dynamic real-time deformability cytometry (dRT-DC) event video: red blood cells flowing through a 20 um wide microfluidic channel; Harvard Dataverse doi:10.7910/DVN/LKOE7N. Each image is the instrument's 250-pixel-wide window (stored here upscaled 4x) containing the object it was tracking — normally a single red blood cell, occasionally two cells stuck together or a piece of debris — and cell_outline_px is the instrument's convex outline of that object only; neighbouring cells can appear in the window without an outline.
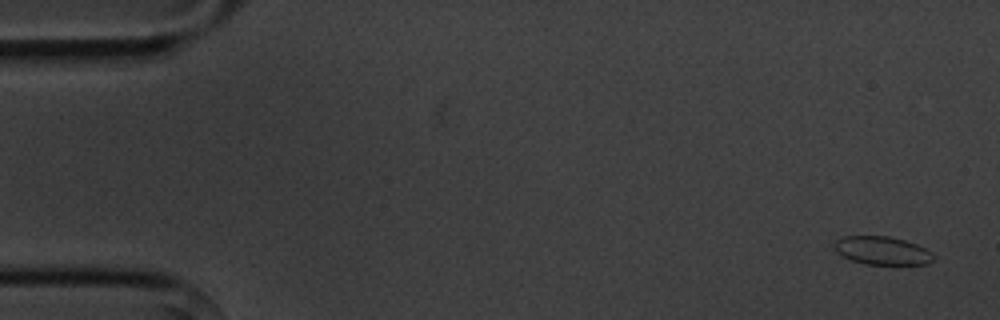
{"species": "common noctule bat (a hibernating species)", "species_latin": "Nyctalus noctula", "temperature_condition": "cold", "stored_images_in_passage": 8, "camera_frame_rate_fps": 3000, "um_per_image_px": 0.085, "animal": {"sex": "male", "body_mass_g": 20.1, "forearm_length_mm": 53.5}, "frame": {"image": 1, "passage_image": 1, "time_ms": 0.0, "image_size_px": [1000, 320], "cell_outline_px": [[936, 256], [932, 260], [924, 264], [864, 264], [852, 260], [836, 252], [832, 244], [836, 240], [844, 236], [888, 236], [904, 240], [916, 244], [932, 252]], "centroid_in_image_um": [74.96, 21.29], "position_along_channel_um": 10.0, "area_um2": 16.24}}
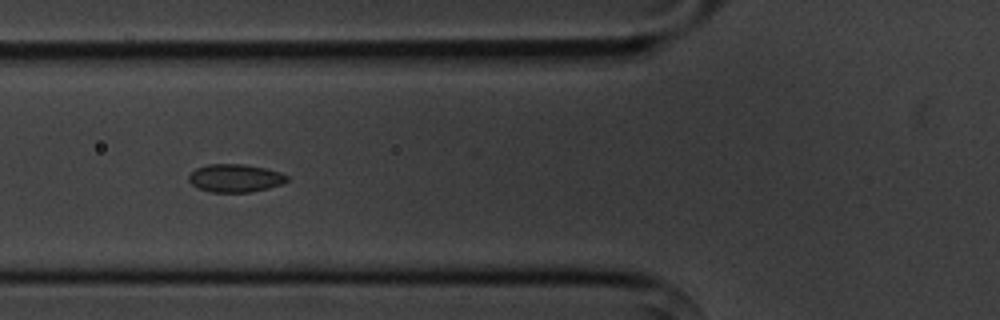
{"frame": {"image": 2, "passage_image": 6, "time_ms": 6.0, "image_size_px": [1000, 320], "cell_outline_px": [[288, 180], [280, 184], [268, 188], [248, 192], [212, 192], [200, 188], [192, 184], [188, 180], [188, 176], [196, 168], [208, 164], [244, 164], [264, 168], [280, 172], [288, 176]], "centroid_in_image_um": [19.98, 15.13], "position_along_channel_um": 105.8, "area_um2": 15.84}}
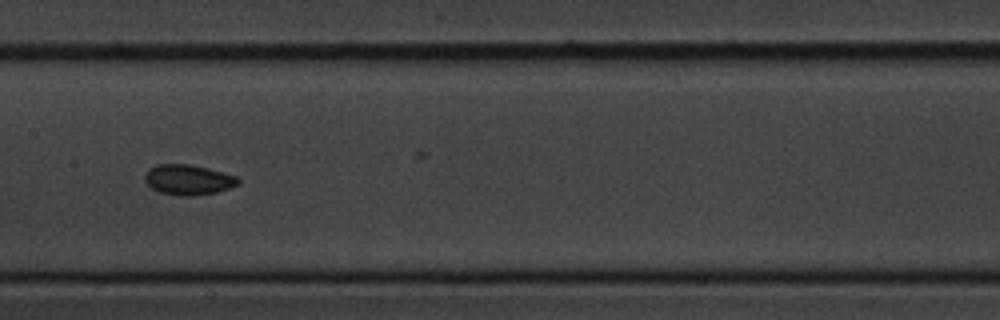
{"frame": {"image": 3, "passage_image": 8, "time_ms": 8.333, "image_size_px": [1000, 320], "cell_outline_px": [[240, 184], [216, 192], [192, 196], [184, 196], [160, 192], [152, 188], [144, 180], [144, 176], [148, 168], [156, 164], [192, 164], [208, 168], [236, 176], [240, 180]], "centroid_in_image_um": [15.99, 15.26], "position_along_channel_um": 191.4, "area_um2": 16.47}}